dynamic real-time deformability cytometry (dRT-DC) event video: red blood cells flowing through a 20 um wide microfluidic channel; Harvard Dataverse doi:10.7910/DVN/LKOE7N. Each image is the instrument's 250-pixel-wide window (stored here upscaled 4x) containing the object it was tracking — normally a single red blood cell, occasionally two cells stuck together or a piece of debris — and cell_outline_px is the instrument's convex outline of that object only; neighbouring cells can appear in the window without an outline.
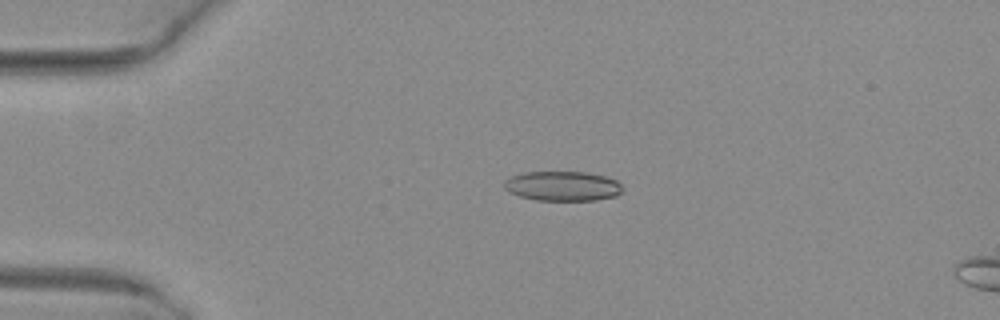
{"species": "common noctule bat (a hibernating species)", "species_latin": "Nyctalus noctula", "temperature_condition": "warm", "stored_images_in_passage": 15, "camera_frame_rate_fps": 3000, "um_per_image_px": 0.085, "animal": {"sex": "female", "body_mass_g": 29.2, "forearm_length_mm": 56.3}, "frame": {"image": 1, "passage_image": 11, "time_ms": 3.333, "image_size_px": [1000, 320], "cell_outline_px": [[624, 188], [616, 196], [596, 200], [536, 200], [520, 196], [508, 192], [504, 188], [504, 180], [512, 176], [524, 172], [584, 172], [604, 176], [616, 180]], "centroid_in_image_um": [47.81, 15.82], "position_along_channel_um": 37.2, "area_um2": 20.46}}